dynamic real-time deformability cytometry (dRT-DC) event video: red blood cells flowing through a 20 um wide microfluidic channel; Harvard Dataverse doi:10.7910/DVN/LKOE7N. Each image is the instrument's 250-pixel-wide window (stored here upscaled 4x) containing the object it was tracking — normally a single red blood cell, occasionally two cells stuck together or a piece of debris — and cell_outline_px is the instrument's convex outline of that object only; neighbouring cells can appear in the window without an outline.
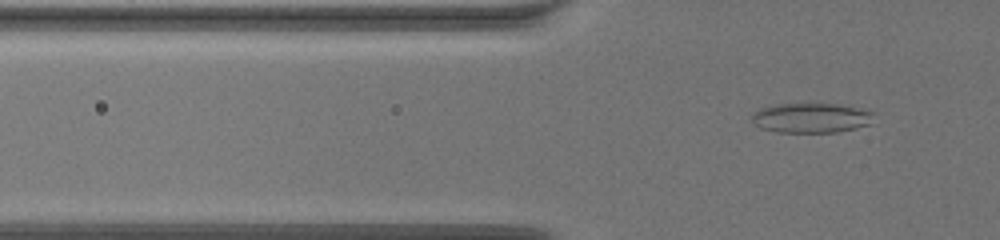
{"species": "common noctule bat (a hibernating species)", "species_latin": "Nyctalus noctula", "temperature_condition": "warm", "stored_images_in_passage": 53, "camera_frame_rate_fps": 3000, "um_per_image_px": 0.085, "animal": {"sex": "female", "body_mass_g": 19.5, "forearm_length_mm": 54.1}, "frame": {"image": 1, "passage_image": 11, "time_ms": 3.333, "image_size_px": [1000, 240], "cell_outline_px": [[876, 112], [868, 124], [856, 128], [836, 132], [776, 132], [760, 128], [752, 124], [752, 116], [760, 108], [772, 104], [836, 104]], "centroid_in_image_um": [68.9, 10.02], "position_along_channel_um": 56.9, "area_um2": 21.1}}
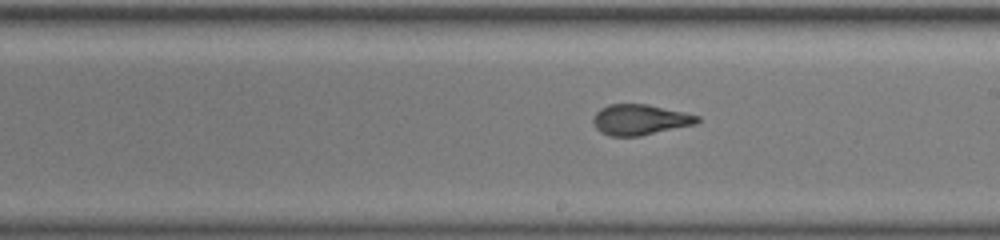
{"frame": {"image": 2, "passage_image": 30, "time_ms": 9.667, "image_size_px": [1000, 240], "cell_outline_px": [[700, 120], [696, 124], [640, 136], [608, 136], [600, 132], [596, 128], [592, 120], [592, 116], [600, 108], [608, 104], [648, 104], [684, 112], [700, 116]], "centroid_in_image_um": [54.37, 10.17], "position_along_channel_um": 234.6, "area_um2": 18.73}}
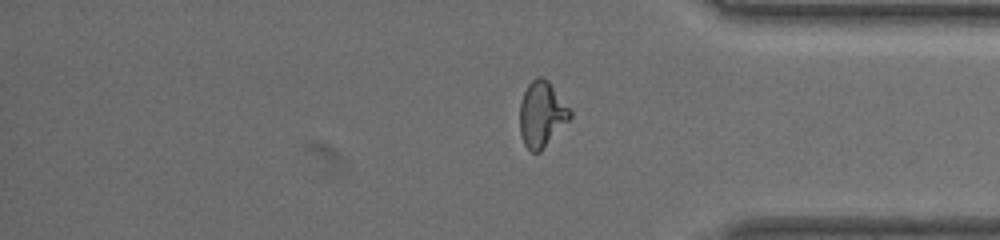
{"frame": {"image": 3, "passage_image": 46, "time_ms": 15.0, "image_size_px": [1000, 240], "cell_outline_px": [[572, 116], [540, 152], [532, 152], [524, 144], [520, 132], [520, 104], [524, 92], [528, 84], [536, 76], [540, 76], [548, 80], [572, 112]], "centroid_in_image_um": [46.04, 9.7], "position_along_channel_um": 389.2, "area_um2": 18.96}}